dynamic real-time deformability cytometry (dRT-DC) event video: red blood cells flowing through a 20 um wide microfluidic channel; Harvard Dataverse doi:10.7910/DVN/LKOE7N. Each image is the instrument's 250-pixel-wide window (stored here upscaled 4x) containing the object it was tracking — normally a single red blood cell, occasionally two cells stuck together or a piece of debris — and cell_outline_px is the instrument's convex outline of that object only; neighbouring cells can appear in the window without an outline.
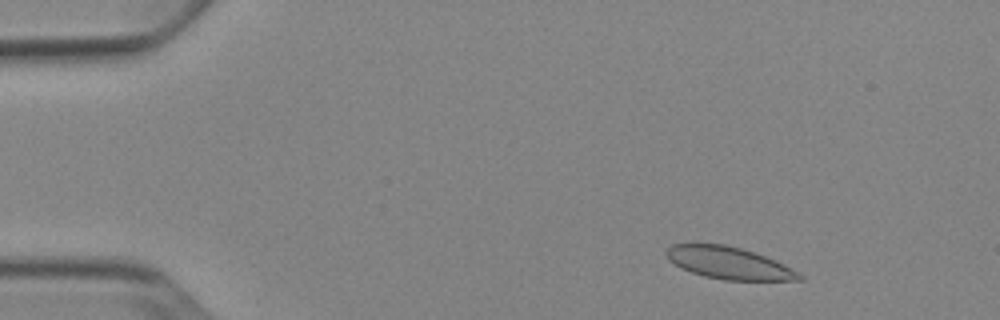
{"species": "Egyptian fruit bat (a non-hibernating species)", "species_latin": "Rousettus aegyptiacus", "temperature_condition": "cold", "stored_images_in_passage": 52, "camera_frame_rate_fps": 3000, "um_per_image_px": 0.085, "animal": {"sex": "female"}, "frame": {"image": 1, "passage_image": 6, "time_ms": 1.667, "image_size_px": [1000, 320], "cell_outline_px": [[804, 280], [724, 280], [704, 276], [680, 268], [668, 260], [664, 252], [672, 244], [696, 240], [724, 244], [740, 248], [764, 256], [804, 276]], "centroid_in_image_um": [61.79, 22.3], "position_along_channel_um": 23.2, "area_um2": 25.2}}
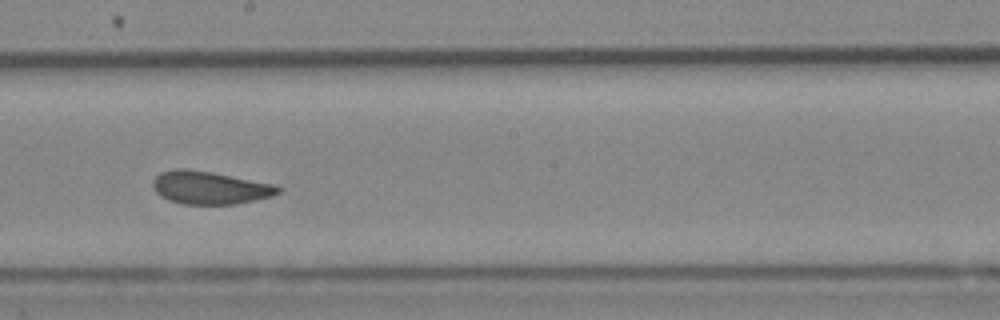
{"frame": {"image": 2, "passage_image": 29, "time_ms": 9.333, "image_size_px": [1000, 320], "cell_outline_px": [[280, 192], [272, 196], [256, 200], [236, 204], [184, 204], [168, 200], [160, 196], [152, 188], [152, 180], [160, 172], [176, 168], [184, 168], [212, 172], [276, 184], [280, 188]], "centroid_in_image_um": [17.82, 15.95], "position_along_channel_um": 230.4, "area_um2": 24.22}}
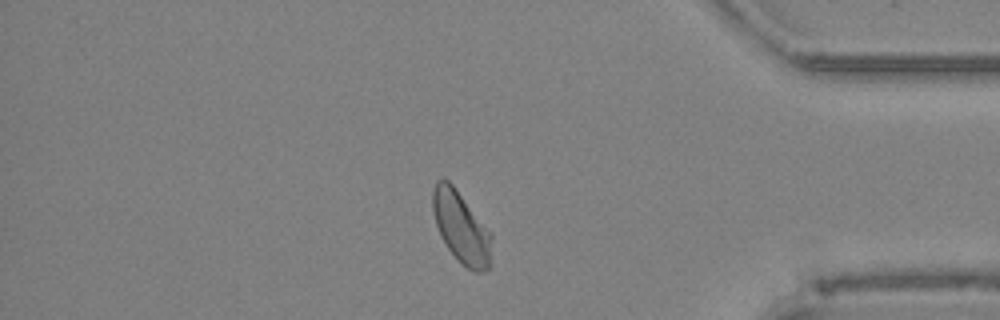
{"frame": {"image": 3, "passage_image": 44, "time_ms": 14.333, "image_size_px": [1000, 320], "cell_outline_px": [[492, 240], [488, 268], [480, 272], [472, 272], [448, 248], [440, 236], [436, 224], [432, 208], [432, 188], [436, 180], [448, 180], [452, 184], [492, 232]], "centroid_in_image_um": [39.19, 19.29], "position_along_channel_um": 396.0, "area_um2": 24.33}, "authors_computed_cell_mechanics": {"area_um2": 24.7095, "velocity_mm_per_s": 3.8281, "shape_relaxation_time_tau1_ms": 8.9983, "shape_relaxation_time_tau2_ms": 1.4104, "deformation_change_tau1": 0.1379, "deformation_change_tau2": 0.0491}}